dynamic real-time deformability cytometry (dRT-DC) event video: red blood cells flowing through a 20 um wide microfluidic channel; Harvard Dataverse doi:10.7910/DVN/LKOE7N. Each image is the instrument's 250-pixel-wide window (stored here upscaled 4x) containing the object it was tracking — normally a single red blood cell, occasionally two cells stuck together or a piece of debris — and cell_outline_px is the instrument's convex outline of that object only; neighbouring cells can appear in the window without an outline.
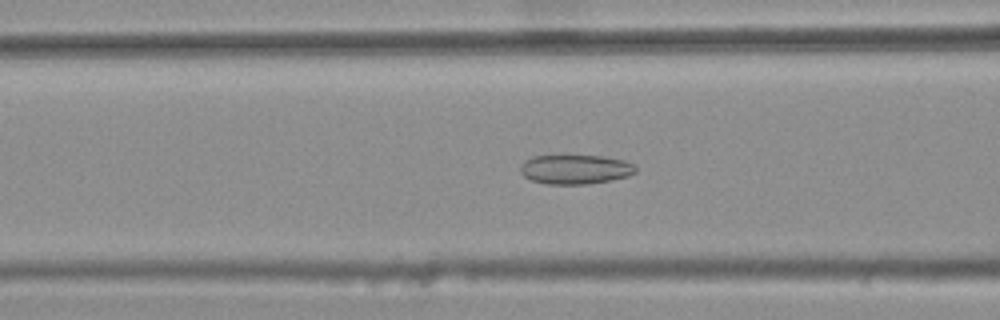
{"species": "common noctule bat (a hibernating species)", "species_latin": "Nyctalus noctula", "temperature_condition": "warm", "stored_images_in_passage": 45, "camera_frame_rate_fps": 3000, "um_per_image_px": 0.085, "animal": {"sex": "female", "body_mass_g": 25.1}, "frame": {"image": 1, "passage_image": 20, "time_ms": 6.333, "image_size_px": [1000, 320], "cell_outline_px": [[636, 172], [628, 176], [612, 180], [584, 184], [548, 184], [532, 180], [524, 176], [520, 172], [520, 168], [524, 160], [532, 156], [604, 156], [624, 160], [636, 164]], "centroid_in_image_um": [48.92, 14.39], "position_along_channel_um": 117.7, "area_um2": 19.77}}
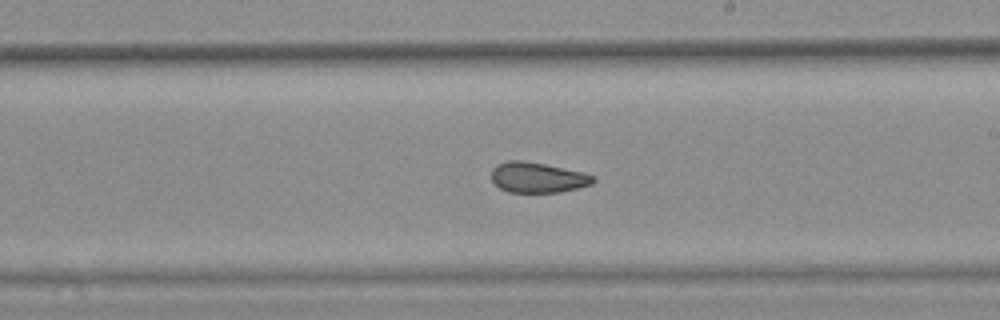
{"frame": {"image": 2, "passage_image": 30, "time_ms": 9.667, "image_size_px": [1000, 320], "cell_outline_px": [[596, 180], [592, 184], [560, 192], [508, 192], [500, 188], [492, 180], [492, 168], [496, 164], [508, 160], [524, 160], [584, 172], [596, 176]], "centroid_in_image_um": [45.71, 15.07], "position_along_channel_um": 243.3, "area_um2": 18.09}}
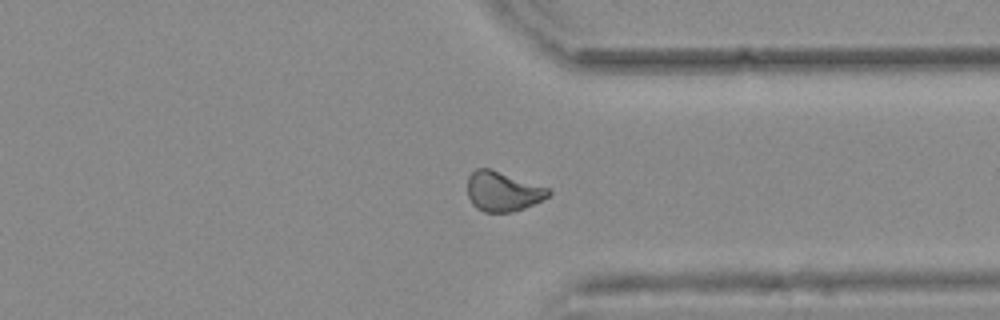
{"frame": {"image": 3, "passage_image": 40, "time_ms": 13.0, "image_size_px": [1000, 320], "cell_outline_px": [[552, 192], [548, 196], [524, 208], [512, 212], [484, 212], [476, 208], [472, 204], [468, 196], [468, 176], [476, 168], [488, 168], [552, 188]], "centroid_in_image_um": [42.74, 16.27], "position_along_channel_um": 368.7, "area_um2": 18.79}, "authors_computed_cell_mechanics": {"area_um2": 19.3052, "velocity_mm_per_s": 3.7811, "shape_relaxation_time_tau1_ms": null, "shape_relaxation_time_tau2_ms": 2.0585, "deformation_change_tau1": null, "deformation_change_tau2": 0.0754}}